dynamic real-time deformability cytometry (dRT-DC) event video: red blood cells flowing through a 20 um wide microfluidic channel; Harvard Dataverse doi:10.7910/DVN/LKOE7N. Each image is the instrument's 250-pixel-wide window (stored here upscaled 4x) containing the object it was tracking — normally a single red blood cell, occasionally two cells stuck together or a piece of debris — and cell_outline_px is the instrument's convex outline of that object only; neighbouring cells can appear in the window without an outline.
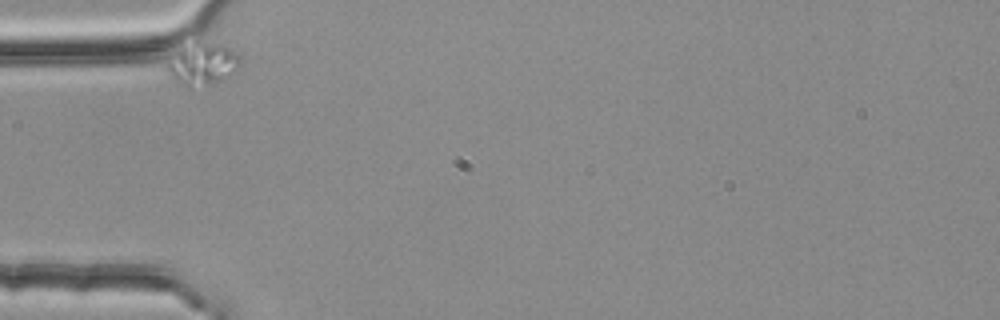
{"species": "common noctule bat (a hibernating species)", "species_latin": "Nyctalus noctula", "temperature_condition": "room temperature", "stored_images_in_passage": 2, "camera_frame_rate_fps": 3000, "um_per_image_px": 0.085, "animal": {"sex": "female", "body_mass_g": 25.1}, "frame": {"image": 1, "passage_image": 1, "time_ms": 0.0, "image_size_px": [1000, 320], "cell_outline_px": [[240, 64], [216, 84], [192, 92], [172, 76], [168, 68], [168, 56], [180, 48], [196, 40], [204, 40], [220, 44], [228, 48], [240, 56]], "centroid_in_image_um": [17.17, 5.45], "position_along_channel_um": 67.8, "area_um2": 18.38}}